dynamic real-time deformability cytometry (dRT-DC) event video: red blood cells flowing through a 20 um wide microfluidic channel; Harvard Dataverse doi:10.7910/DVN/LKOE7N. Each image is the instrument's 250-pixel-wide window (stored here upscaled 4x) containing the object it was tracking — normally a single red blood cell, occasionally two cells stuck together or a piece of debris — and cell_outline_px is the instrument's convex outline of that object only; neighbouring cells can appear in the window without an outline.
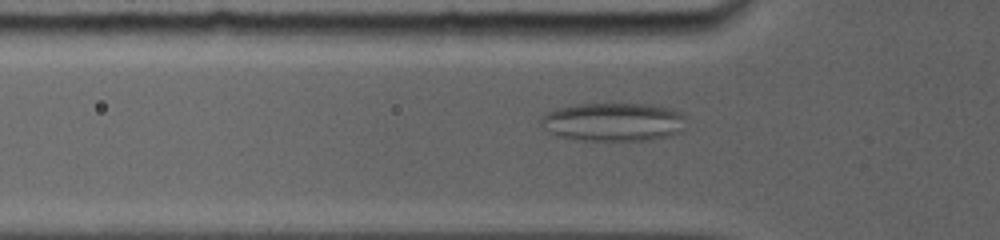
{"species": "common noctule bat (a hibernating species)", "species_latin": "Nyctalus noctula", "temperature_condition": "room temperature", "stored_images_in_passage": 88, "camera_frame_rate_fps": 5000, "um_per_image_px": 0.085, "animal": {"sex": "female", "body_mass_g": 19.0, "forearm_length_mm": 56.7}, "frame": {"image": 1, "passage_image": 28, "time_ms": 5.4, "image_size_px": [1000, 240], "cell_outline_px": [[684, 116], [680, 132], [668, 136], [644, 140], [580, 140], [556, 136], [548, 132], [540, 124], [540, 116], [544, 112], [556, 108], [580, 104], [652, 104], [668, 108], [680, 112]], "centroid_in_image_um": [52.04, 10.36], "position_along_channel_um": 73.8, "area_um2": 32.54}}
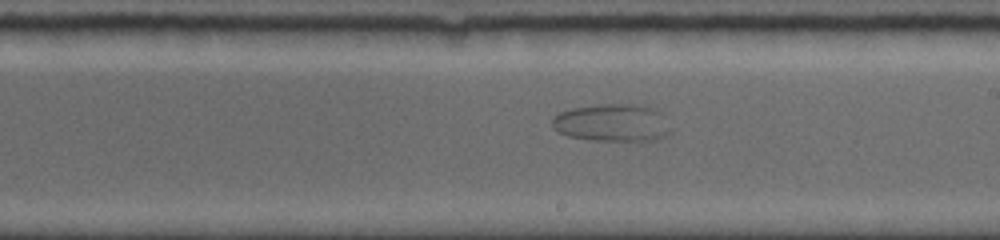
{"frame": {"image": 2, "passage_image": 51, "time_ms": 10.0, "image_size_px": [1000, 240], "cell_outline_px": [[672, 132], [656, 140], [592, 140], [568, 136], [556, 132], [552, 128], [552, 116], [560, 112], [572, 108], [600, 104], [636, 104], [652, 108], [660, 112], [672, 128]], "centroid_in_image_um": [52.02, 10.43], "position_along_channel_um": 237.0, "area_um2": 26.13}}
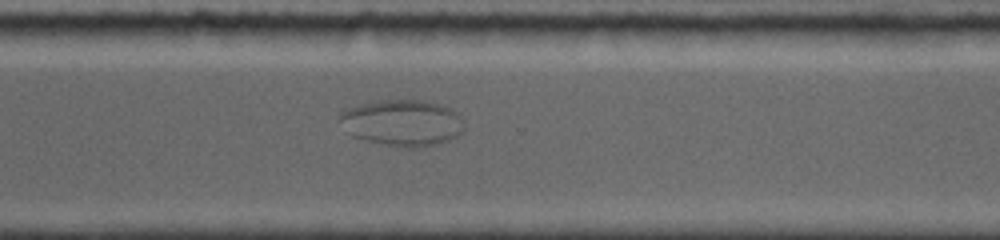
{"frame": {"image": 3, "passage_image": 65, "time_ms": 12.8, "image_size_px": [1000, 240], "cell_outline_px": [[464, 132], [448, 140], [436, 144], [412, 148], [408, 148], [384, 144], [364, 140], [352, 136], [340, 120], [340, 112], [348, 108], [360, 104], [380, 100], [424, 100], [440, 104], [452, 108], [460, 116], [464, 128]], "centroid_in_image_um": [34.23, 10.43], "position_along_channel_um": 336.4, "area_um2": 33.47}}